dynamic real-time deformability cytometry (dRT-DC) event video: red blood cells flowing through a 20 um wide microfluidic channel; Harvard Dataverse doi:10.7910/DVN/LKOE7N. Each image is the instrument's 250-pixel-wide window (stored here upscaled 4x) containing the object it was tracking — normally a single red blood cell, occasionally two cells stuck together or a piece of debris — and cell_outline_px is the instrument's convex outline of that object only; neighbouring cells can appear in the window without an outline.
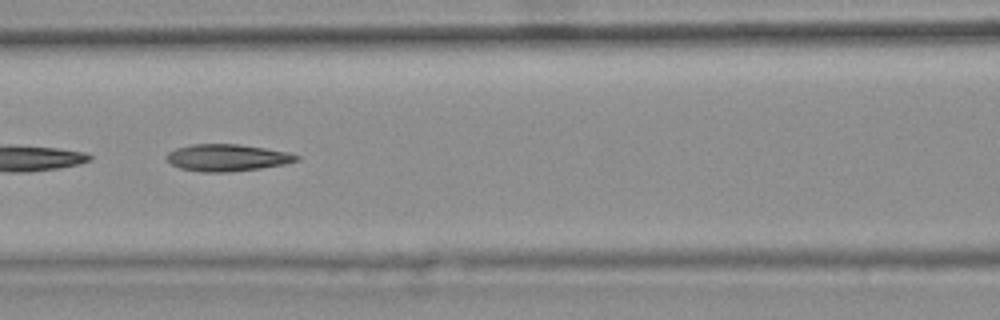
{"species": "common noctule bat (a hibernating species)", "species_latin": "Nyctalus noctula", "temperature_condition": "warm", "stored_images_in_passage": 12, "camera_frame_rate_fps": 3000, "um_per_image_px": 0.085, "animal": {"sex": "female", "body_mass_g": 25.1}, "frame": {"image": 1, "passage_image": 6, "time_ms": 1.667, "image_size_px": [1000, 320], "cell_outline_px": [[300, 160], [284, 164], [260, 168], [228, 172], [200, 172], [180, 168], [172, 164], [164, 156], [168, 152], [176, 148], [192, 144], [240, 144], [288, 152], [300, 156]], "centroid_in_image_um": [19.3, 13.4], "position_along_channel_um": 147.3, "area_um2": 20.4}}